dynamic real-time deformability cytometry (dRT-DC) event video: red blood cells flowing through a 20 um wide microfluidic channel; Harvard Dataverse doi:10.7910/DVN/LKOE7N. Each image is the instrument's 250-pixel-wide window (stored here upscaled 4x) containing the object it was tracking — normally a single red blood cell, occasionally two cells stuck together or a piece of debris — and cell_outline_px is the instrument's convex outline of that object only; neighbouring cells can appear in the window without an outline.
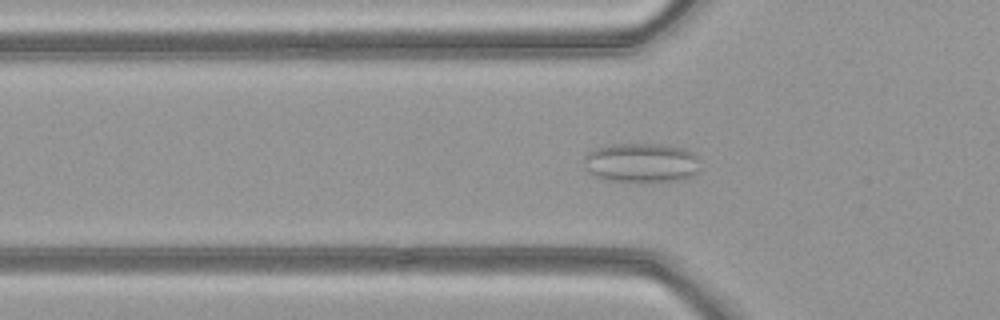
{"species": "common noctule bat (a hibernating species)", "species_latin": "Nyctalus noctula", "temperature_condition": "warm", "stored_images_in_passage": 51, "camera_frame_rate_fps": 3000, "um_per_image_px": 0.085, "animal": {"sex": "female", "body_mass_g": 21.9}, "frame": {"image": 1, "passage_image": 17, "time_ms": 5.333, "image_size_px": [1000, 320], "cell_outline_px": [[696, 172], [688, 176], [676, 180], [636, 184], [608, 180], [596, 176], [588, 172], [584, 168], [584, 156], [592, 148], [612, 144], [656, 144], [684, 148], [692, 152], [696, 156]], "centroid_in_image_um": [54.41, 13.85], "position_along_channel_um": 71.4, "area_um2": 26.99}}
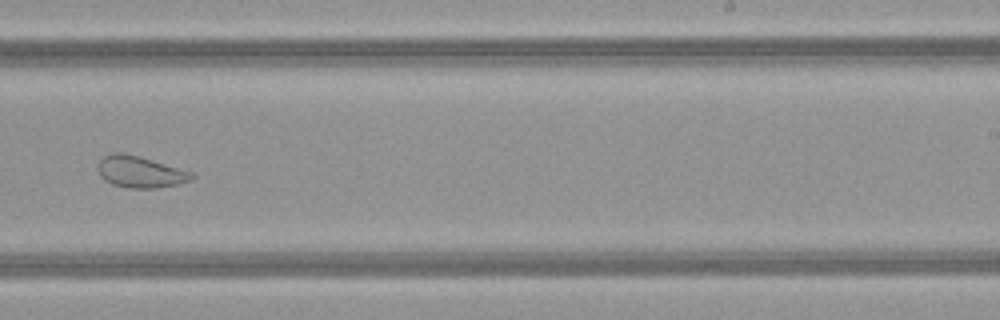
{"frame": {"image": 2, "passage_image": 32, "time_ms": 10.333, "image_size_px": [1000, 320], "cell_outline_px": [[196, 176], [192, 180], [180, 184], [156, 188], [128, 188], [112, 184], [104, 180], [100, 176], [96, 168], [96, 164], [104, 156], [112, 152], [124, 152], [140, 156], [196, 172]], "centroid_in_image_um": [11.95, 14.6], "position_along_channel_um": 277.1, "area_um2": 17.86}}
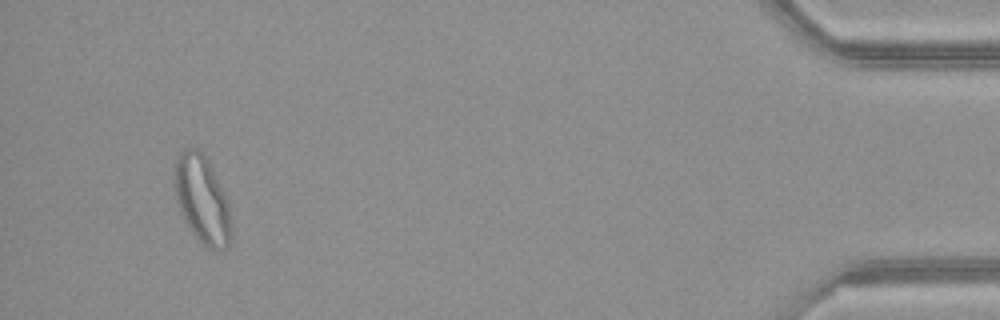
{"frame": {"image": 3, "passage_image": 48, "time_ms": 15.667, "image_size_px": [1000, 320], "cell_outline_px": [[232, 244], [228, 248], [216, 252], [212, 252], [192, 232], [184, 220], [180, 212], [176, 200], [176, 156], [180, 152], [188, 148], [196, 148], [208, 156], [228, 200], [232, 232]], "centroid_in_image_um": [17.24, 17.0], "position_along_channel_um": 418.0, "area_um2": 29.48}, "authors_computed_cell_mechanics": {"area_um2": 25.8944, "velocity_mm_per_s": 4.0948, "shape_relaxation_time_tau1_ms": null, "shape_relaxation_time_tau2_ms": 1.039, "deformation_change_tau1": null, "deformation_change_tau2": 0.0697}}